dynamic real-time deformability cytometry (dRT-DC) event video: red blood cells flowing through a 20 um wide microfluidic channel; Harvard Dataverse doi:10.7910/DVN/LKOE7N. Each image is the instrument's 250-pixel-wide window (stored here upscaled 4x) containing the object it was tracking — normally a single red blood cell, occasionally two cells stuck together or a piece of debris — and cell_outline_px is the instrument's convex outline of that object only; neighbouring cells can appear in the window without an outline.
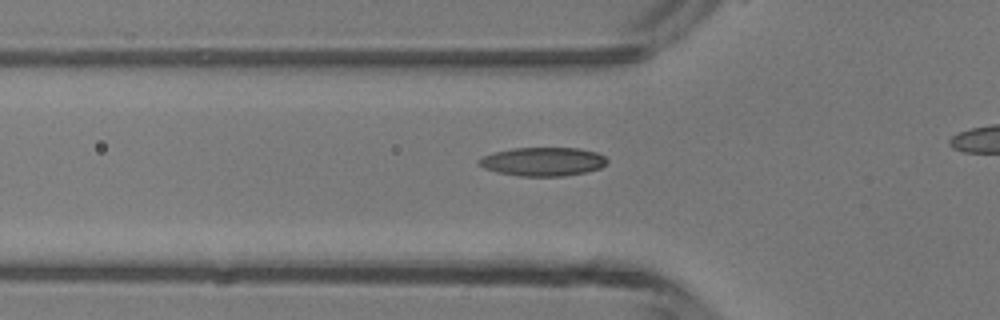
{"species": "common noctule bat (a hibernating species)", "species_latin": "Nyctalus noctula", "temperature_condition": "room temperature", "stored_images_in_passage": 38, "camera_frame_rate_fps": 3000, "um_per_image_px": 0.085, "animal": {"sex": "male", "body_mass_g": 13.3}, "frame": {"image": 1, "passage_image": 16, "time_ms": 5.0, "image_size_px": [1000, 320], "cell_outline_px": [[608, 164], [600, 168], [584, 172], [564, 176], [520, 176], [496, 172], [484, 168], [476, 164], [476, 160], [484, 156], [496, 152], [512, 148], [580, 148], [596, 152], [604, 156], [608, 160]], "centroid_in_image_um": [46.14, 13.74], "position_along_channel_um": 79.7, "area_um2": 21.5}}
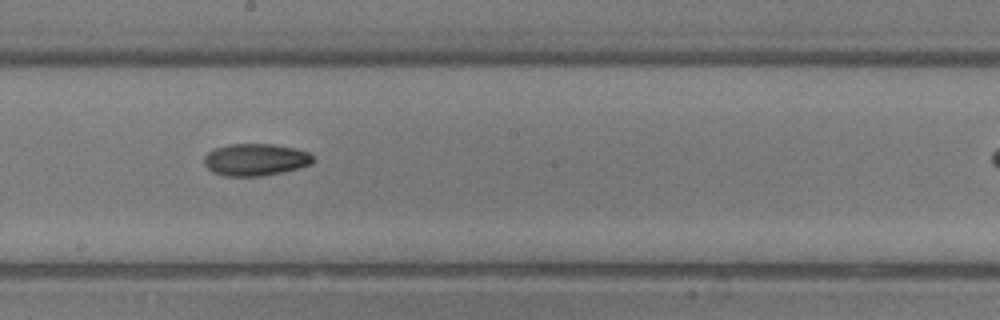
{"frame": {"image": 2, "passage_image": 26, "time_ms": 8.333, "image_size_px": [1000, 320], "cell_outline_px": [[316, 160], [312, 164], [300, 168], [284, 172], [260, 176], [224, 176], [212, 172], [204, 164], [204, 156], [208, 152], [216, 148], [228, 144], [272, 144], [296, 148], [308, 152], [316, 156]], "centroid_in_image_um": [21.77, 13.57], "position_along_channel_um": 226.4, "area_um2": 20.69}}
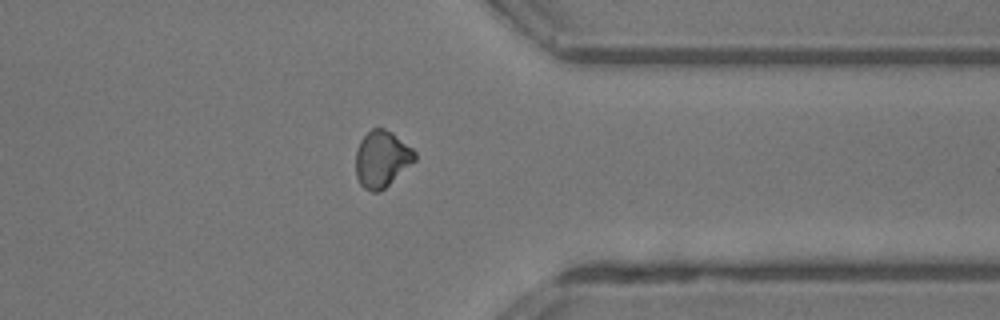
{"frame": {"image": 3, "passage_image": 37, "time_ms": 12.0, "image_size_px": [1000, 320], "cell_outline_px": [[416, 160], [380, 192], [372, 192], [364, 188], [360, 184], [356, 176], [356, 152], [360, 140], [372, 128], [384, 128], [392, 132], [412, 148], [416, 152]], "centroid_in_image_um": [32.45, 13.51], "position_along_channel_um": 379.0, "area_um2": 19.42}}